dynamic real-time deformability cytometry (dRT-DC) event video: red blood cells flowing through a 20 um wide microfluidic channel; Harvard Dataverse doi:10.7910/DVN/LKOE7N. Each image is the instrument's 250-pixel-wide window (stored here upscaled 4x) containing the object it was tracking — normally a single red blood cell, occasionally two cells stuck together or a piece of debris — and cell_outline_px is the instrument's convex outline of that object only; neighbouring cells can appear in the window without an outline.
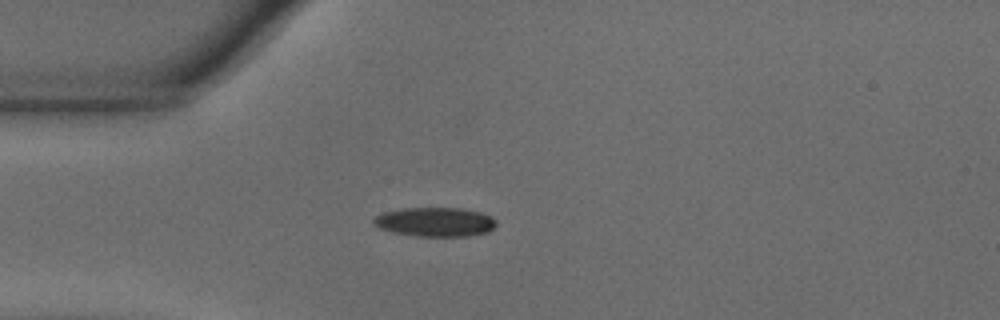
{"species": "common noctule bat (a hibernating species)", "species_latin": "Nyctalus noctula", "temperature_condition": "warm", "stored_images_in_passage": 41, "camera_frame_rate_fps": 3000, "um_per_image_px": 0.085, "animal": {"sex": "male", "body_mass_g": 18.8}, "frame": {"image": 1, "passage_image": 1, "time_ms": 0.0, "image_size_px": [1000, 320], "cell_outline_px": [[496, 224], [488, 232], [468, 236], [416, 236], [392, 232], [380, 228], [372, 224], [372, 220], [376, 216], [384, 212], [404, 208], [460, 208], [480, 212], [492, 216], [496, 220]], "centroid_in_image_um": [36.98, 18.86], "position_along_channel_um": 48.0, "area_um2": 20.87}}
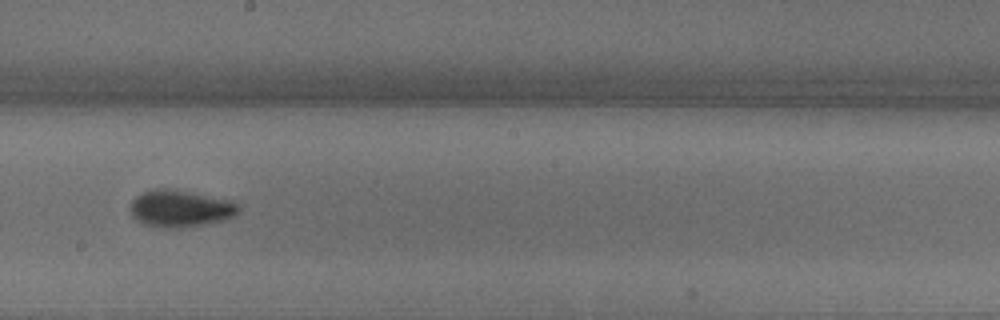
{"frame": {"image": 2, "passage_image": 17, "time_ms": 5.333, "image_size_px": [1000, 320], "cell_outline_px": [[240, 208], [232, 216], [224, 220], [204, 224], [180, 228], [168, 228], [144, 224], [136, 220], [132, 216], [132, 200], [136, 196], [144, 192], [156, 188], [168, 188], [228, 200], [240, 204]], "centroid_in_image_um": [15.31, 17.73], "position_along_channel_um": 232.9, "area_um2": 22.89}}
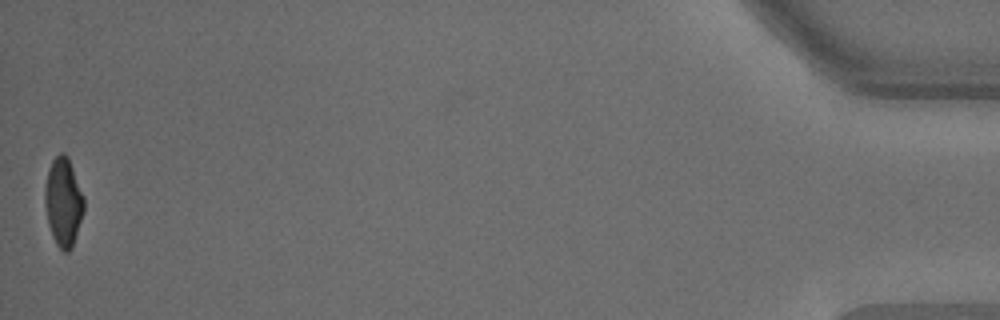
{"frame": {"image": 3, "passage_image": 41, "time_ms": 13.333, "image_size_px": [1000, 320], "cell_outline_px": [[84, 212], [72, 248], [68, 252], [64, 252], [56, 244], [52, 236], [48, 224], [44, 204], [44, 188], [48, 168], [52, 160], [60, 152], [64, 152], [68, 156], [84, 196]], "centroid_in_image_um": [5.38, 17.16], "position_along_channel_um": 429.8, "area_um2": 20.46}, "authors_computed_cell_mechanics": {"area_um2": 21.3282, "velocity_mm_per_s": 3.6703, "shape_relaxation_time_tau1_ms": 4.412, "shape_relaxation_time_tau2_ms": 2.0691, "deformation_change_tau1": 0.1618, "deformation_change_tau2": 0.0782}}